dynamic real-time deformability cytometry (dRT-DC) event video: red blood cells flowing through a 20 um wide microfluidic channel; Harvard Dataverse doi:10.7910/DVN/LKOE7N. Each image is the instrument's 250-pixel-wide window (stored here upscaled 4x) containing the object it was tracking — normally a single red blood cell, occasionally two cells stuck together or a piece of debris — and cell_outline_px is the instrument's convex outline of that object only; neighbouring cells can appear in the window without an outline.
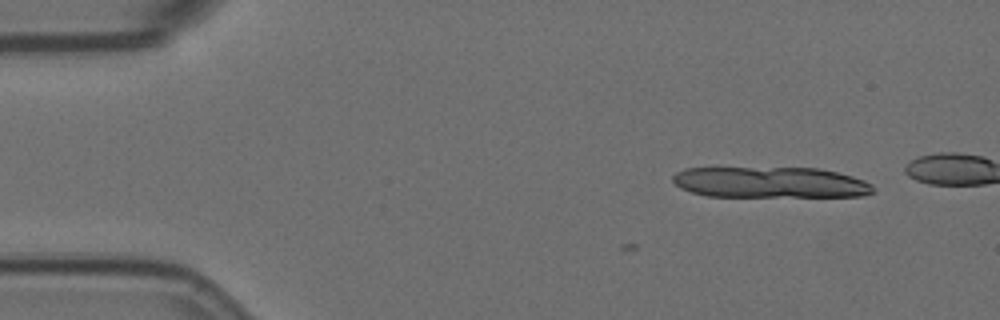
{"species": "Egyptian fruit bat (a non-hibernating species)", "species_latin": "Rousettus aegyptiacus", "temperature_condition": "room temperature", "stored_images_in_passage": 10, "camera_frame_rate_fps": 3000, "um_per_image_px": 0.085, "animal": {"sex": "female"}, "frame": {"image": 1, "passage_image": 10, "time_ms": 3.0, "image_size_px": [1000, 320], "cell_outline_px": [[876, 192], [864, 196], [708, 196], [692, 192], [680, 188], [672, 180], [672, 176], [676, 172], [684, 168], [820, 168], [852, 176], [864, 180], [872, 184], [876, 188]], "centroid_in_image_um": [65.51, 15.5], "position_along_channel_um": 19.5, "area_um2": 36.24}}